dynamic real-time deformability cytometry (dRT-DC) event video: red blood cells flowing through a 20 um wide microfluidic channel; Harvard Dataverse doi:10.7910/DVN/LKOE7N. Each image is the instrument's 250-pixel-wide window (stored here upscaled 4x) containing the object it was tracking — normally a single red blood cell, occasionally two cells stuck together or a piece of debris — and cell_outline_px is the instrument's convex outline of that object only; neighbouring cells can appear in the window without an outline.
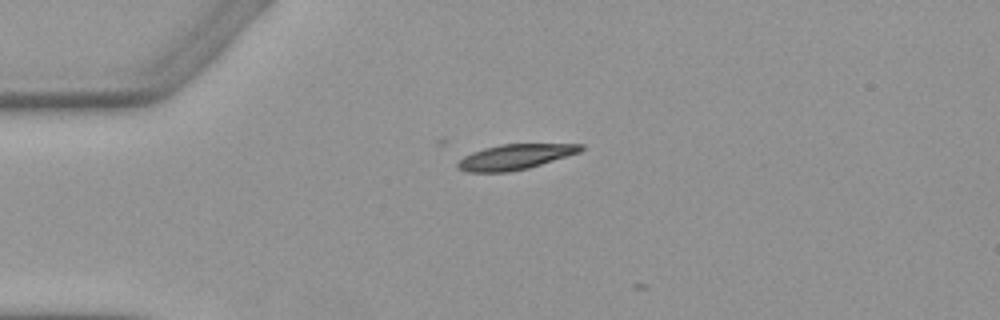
{"species": "Egyptian fruit bat (a non-hibernating species)", "species_latin": "Rousettus aegyptiacus", "temperature_condition": "warm", "stored_images_in_passage": 5, "camera_frame_rate_fps": 3000, "um_per_image_px": 0.085, "animal": {"sex": "female"}, "frame": {"image": 1, "passage_image": 2, "time_ms": 1.0, "image_size_px": [1000, 320], "cell_outline_px": [[584, 148], [580, 152], [528, 168], [508, 172], [468, 172], [456, 168], [456, 164], [464, 156], [472, 152], [484, 148], [500, 144], [584, 144]], "centroid_in_image_um": [43.76, 13.33], "position_along_channel_um": 41.2, "area_um2": 18.03}}
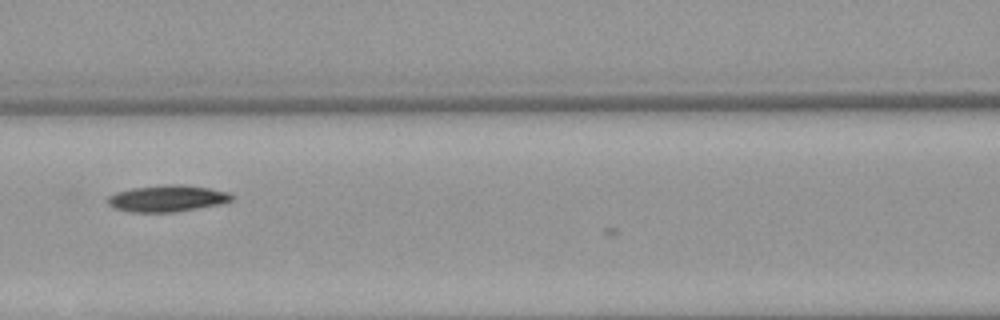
{"frame": {"image": 2, "passage_image": 5, "time_ms": 4.667, "image_size_px": [1000, 320], "cell_outline_px": [[232, 200], [216, 204], [172, 212], [132, 212], [112, 208], [108, 204], [108, 196], [116, 192], [132, 188], [168, 184], [176, 184], [208, 188], [228, 192], [232, 196]], "centroid_in_image_um": [14.13, 16.86], "position_along_channel_um": 152.5, "area_um2": 18.79}}